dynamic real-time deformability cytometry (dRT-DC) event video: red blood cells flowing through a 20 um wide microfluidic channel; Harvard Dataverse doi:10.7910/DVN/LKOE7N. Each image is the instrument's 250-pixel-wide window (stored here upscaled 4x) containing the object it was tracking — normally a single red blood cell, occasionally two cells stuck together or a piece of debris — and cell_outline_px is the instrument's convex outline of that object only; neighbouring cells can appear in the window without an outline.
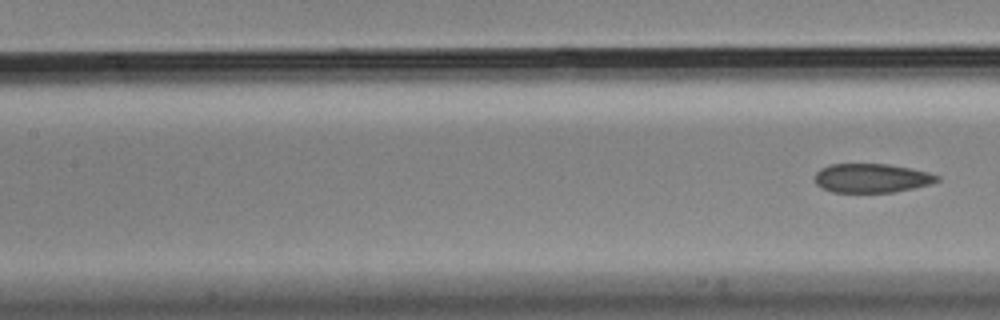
{"species": "Egyptian fruit bat (a non-hibernating species)", "species_latin": "Rousettus aegyptiacus", "temperature_condition": "cold", "stored_images_in_passage": 8, "segment_of_instrument_passage": [2, 2], "camera_frame_rate_fps": 3000, "um_per_image_px": 0.085, "animal": {"sex": "male"}, "frame": {"image": 1, "passage_image": 8, "time_ms": 2.333, "image_size_px": [1000, 320], "cell_outline_px": [[940, 180], [928, 184], [912, 188], [892, 192], [832, 192], [816, 184], [816, 172], [820, 168], [828, 164], [888, 164], [912, 168], [928, 172], [940, 176]], "centroid_in_image_um": [74.09, 15.13], "position_along_channel_um": 133.3, "area_um2": 20.58}}